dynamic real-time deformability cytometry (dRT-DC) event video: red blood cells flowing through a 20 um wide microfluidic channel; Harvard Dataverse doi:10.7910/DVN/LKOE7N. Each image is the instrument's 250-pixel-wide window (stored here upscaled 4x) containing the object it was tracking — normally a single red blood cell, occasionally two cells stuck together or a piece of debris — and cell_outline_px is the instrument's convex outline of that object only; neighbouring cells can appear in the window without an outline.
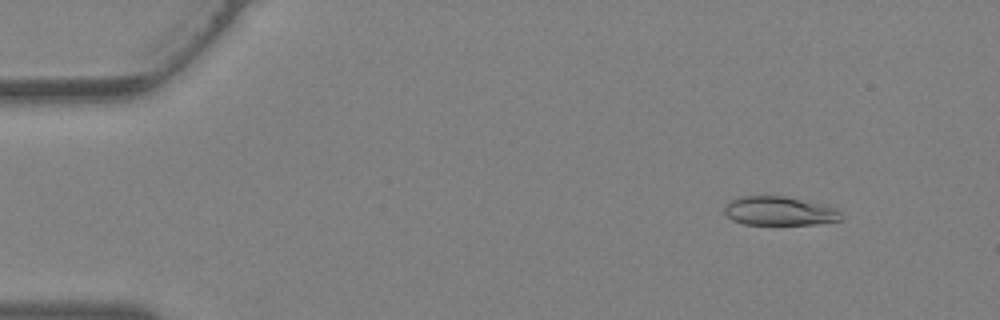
{"species": "Egyptian fruit bat (a non-hibernating species)", "species_latin": "Rousettus aegyptiacus", "temperature_condition": "warm", "stored_images_in_passage": 39, "camera_frame_rate_fps": 3000, "um_per_image_px": 0.085, "animal": {"sex": "female"}, "frame": {"image": 1, "passage_image": 5, "time_ms": 1.333, "image_size_px": [1000, 320], "cell_outline_px": [[840, 220], [816, 224], [744, 224], [732, 220], [724, 212], [724, 208], [728, 200], [736, 196], [784, 196], [836, 208], [840, 212]], "centroid_in_image_um": [66.16, 17.93], "position_along_channel_um": 18.8, "area_um2": 19.48}}
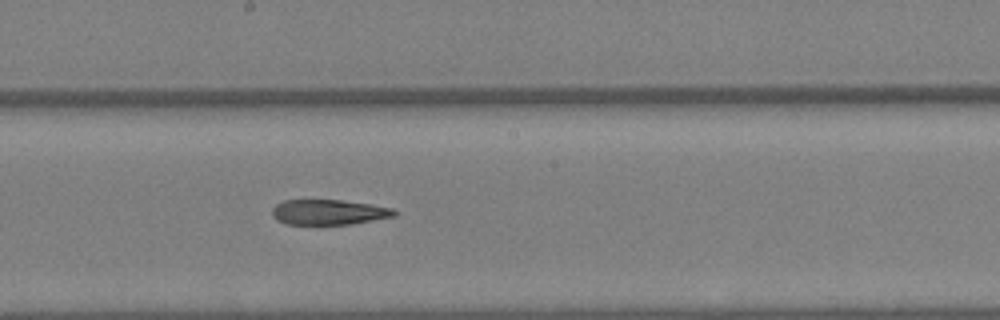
{"frame": {"image": 2, "passage_image": 22, "time_ms": 7.0, "image_size_px": [1000, 320], "cell_outline_px": [[396, 216], [352, 224], [284, 224], [276, 220], [272, 216], [272, 208], [276, 204], [284, 200], [340, 200], [372, 204], [396, 208]], "centroid_in_image_um": [27.96, 18.03], "position_along_channel_um": 220.2, "area_um2": 18.15}}
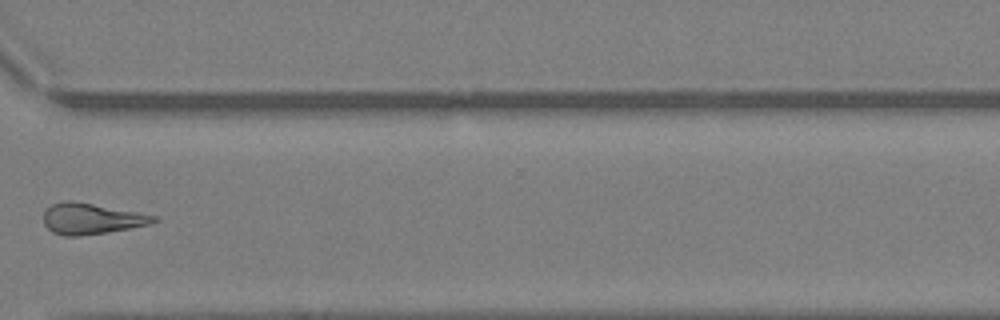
{"frame": {"image": 3, "passage_image": 30, "time_ms": 9.667, "image_size_px": [1000, 320], "cell_outline_px": [[160, 220], [148, 224], [108, 232], [80, 236], [64, 236], [52, 232], [44, 224], [44, 212], [52, 204], [64, 200], [68, 200], [92, 204], [136, 212], [156, 216]], "centroid_in_image_um": [7.73, 18.6], "position_along_channel_um": 362.9, "area_um2": 19.54}}